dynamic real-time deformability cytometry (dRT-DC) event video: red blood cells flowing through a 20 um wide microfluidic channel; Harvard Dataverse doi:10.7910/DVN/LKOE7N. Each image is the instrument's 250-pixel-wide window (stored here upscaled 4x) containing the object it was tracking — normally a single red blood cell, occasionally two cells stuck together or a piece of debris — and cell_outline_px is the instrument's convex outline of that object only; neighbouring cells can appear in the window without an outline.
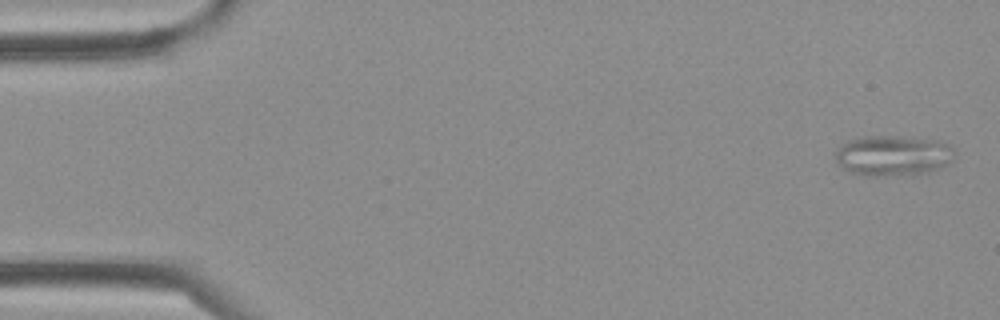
{"species": "Egyptian fruit bat (a non-hibernating species)", "species_latin": "Rousettus aegyptiacus", "temperature_condition": "cold", "stored_images_in_passage": 35, "camera_frame_rate_fps": 3000, "um_per_image_px": 0.085, "frame": {"image": 1, "passage_image": 1, "time_ms": 0.0, "image_size_px": [1000, 320], "cell_outline_px": [[956, 152], [952, 160], [940, 168], [932, 172], [912, 176], [868, 176], [852, 172], [840, 168], [832, 152], [848, 140], [864, 136], [900, 136], [936, 140], [948, 144]], "centroid_in_image_um": [75.89, 13.24], "position_along_channel_um": 9.1, "area_um2": 28.78}}
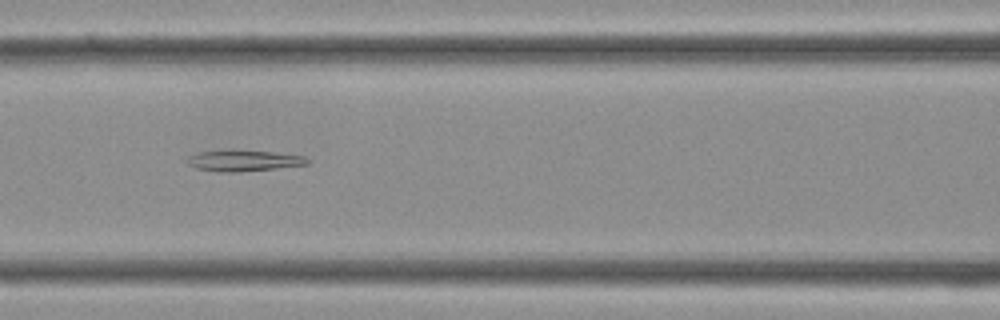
{"frame": {"image": 2, "passage_image": 15, "time_ms": 4.667, "image_size_px": [1000, 320], "cell_outline_px": [[312, 160], [308, 164], [276, 168], [236, 172], [220, 172], [196, 168], [188, 164], [188, 156], [200, 152], [272, 152], [304, 156]], "centroid_in_image_um": [20.77, 13.69], "position_along_channel_um": 145.8, "area_um2": 13.99}}
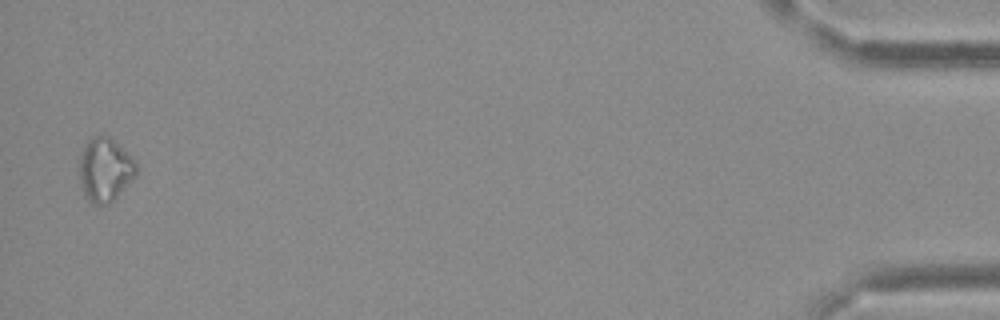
{"frame": {"image": 3, "passage_image": 35, "time_ms": 11.333, "image_size_px": [1000, 320], "cell_outline_px": [[136, 176], [108, 204], [96, 204], [88, 200], [84, 196], [80, 176], [80, 156], [88, 140], [92, 136], [108, 136], [128, 152], [136, 160]], "centroid_in_image_um": [8.94, 14.41], "position_along_channel_um": 426.3, "area_um2": 20.81}}